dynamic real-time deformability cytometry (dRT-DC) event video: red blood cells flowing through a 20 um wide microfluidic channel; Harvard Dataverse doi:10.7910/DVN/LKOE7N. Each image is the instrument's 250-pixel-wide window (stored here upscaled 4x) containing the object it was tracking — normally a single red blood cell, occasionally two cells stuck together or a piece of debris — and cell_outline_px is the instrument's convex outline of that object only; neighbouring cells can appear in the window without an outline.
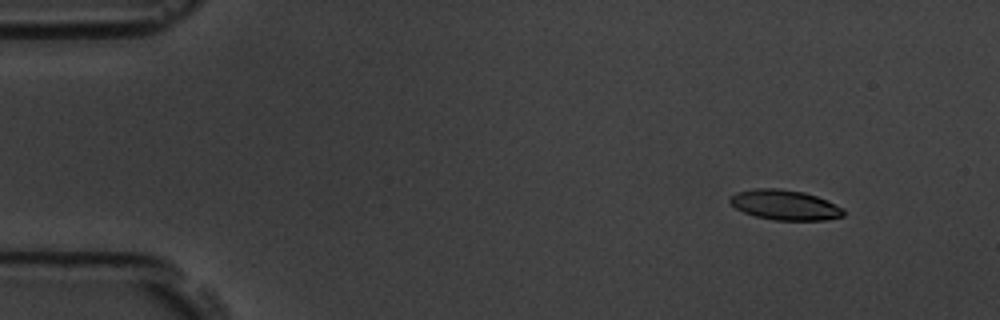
{"species": "common noctule bat (a hibernating species)", "species_latin": "Nyctalus noctula", "temperature_condition": "room temperature", "stored_images_in_passage": 4, "camera_frame_rate_fps": 3000, "um_per_image_px": 0.085, "animal": {"sex": "male", "body_mass_g": 19.5, "forearm_length_mm": 54.6}, "frame": {"image": 1, "passage_image": 1, "time_ms": 0.0, "image_size_px": [1000, 320], "cell_outline_px": [[844, 216], [824, 220], [772, 220], [756, 216], [744, 212], [736, 208], [728, 200], [736, 192], [756, 188], [776, 188], [804, 192], [828, 200], [844, 208]], "centroid_in_image_um": [66.74, 17.42], "position_along_channel_um": 18.3, "area_um2": 19.88}}
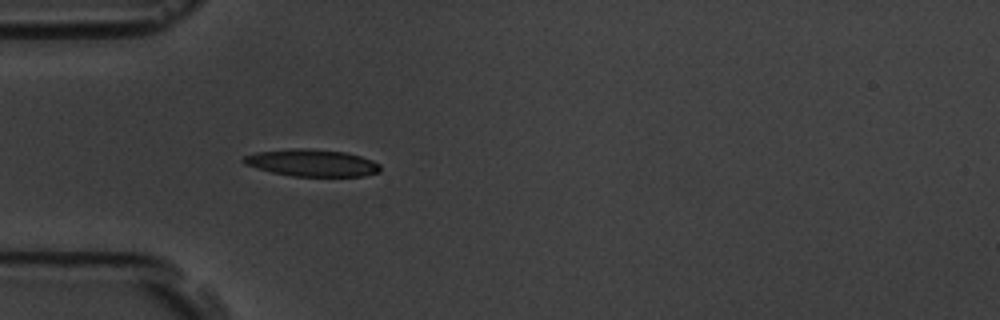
{"frame": {"image": 2, "passage_image": 4, "time_ms": 3.667, "image_size_px": [1000, 320], "cell_outline_px": [[380, 172], [364, 176], [292, 176], [272, 172], [244, 164], [240, 160], [244, 156], [256, 152], [292, 148], [312, 148], [344, 152], [360, 156], [372, 160], [380, 164]], "centroid_in_image_um": [26.51, 13.84], "position_along_channel_um": 58.5, "area_um2": 21.62}}